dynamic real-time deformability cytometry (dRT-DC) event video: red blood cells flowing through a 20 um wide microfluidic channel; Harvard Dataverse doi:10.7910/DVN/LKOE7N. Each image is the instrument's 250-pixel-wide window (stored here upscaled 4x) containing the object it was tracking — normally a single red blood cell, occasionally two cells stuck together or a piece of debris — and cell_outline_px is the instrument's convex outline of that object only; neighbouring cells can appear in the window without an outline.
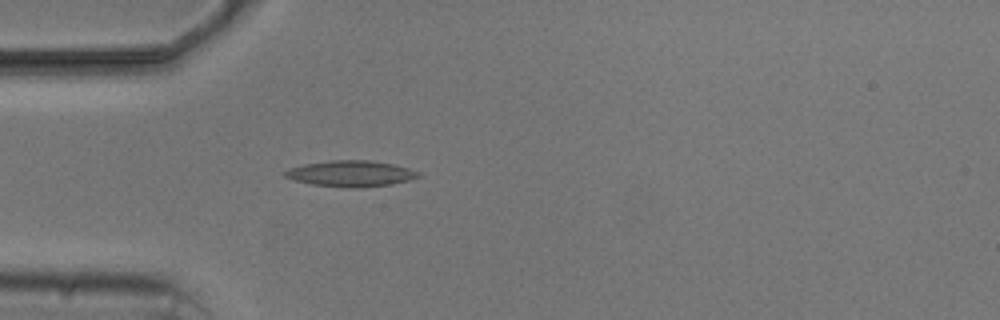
{"species": "common noctule bat (a hibernating species)", "species_latin": "Nyctalus noctula", "temperature_condition": "cold", "stored_images_in_passage": 4, "camera_frame_rate_fps": 3000, "um_per_image_px": 0.085, "animal": {"sex": "male", "body_mass_g": 20.5, "forearm_length_mm": 52.5}, "frame": {"image": 1, "passage_image": 4, "time_ms": 4.667, "image_size_px": [1000, 320], "cell_outline_px": [[420, 176], [408, 180], [392, 184], [360, 188], [352, 188], [312, 184], [296, 180], [284, 176], [284, 172], [288, 168], [304, 164], [332, 160], [372, 160], [392, 164], [408, 168], [420, 172]], "centroid_in_image_um": [29.83, 14.75], "position_along_channel_um": 55.2, "area_um2": 20.11}}